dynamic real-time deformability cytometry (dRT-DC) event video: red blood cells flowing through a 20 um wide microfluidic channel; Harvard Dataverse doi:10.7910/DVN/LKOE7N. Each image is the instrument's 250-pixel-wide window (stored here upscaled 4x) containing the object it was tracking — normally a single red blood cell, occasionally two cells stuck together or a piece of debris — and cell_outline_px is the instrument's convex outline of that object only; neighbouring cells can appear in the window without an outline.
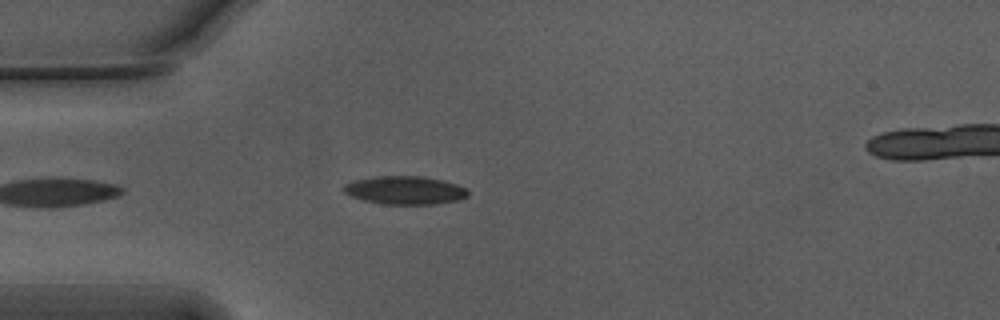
{"species": "Egyptian fruit bat (a non-hibernating species)", "species_latin": "Rousettus aegyptiacus", "temperature_condition": "warm", "stored_images_in_passage": 28, "camera_frame_rate_fps": 3000, "um_per_image_px": 0.085, "animal": {"sex": "male"}, "frame": {"image": 1, "passage_image": 4, "time_ms": 1.0, "image_size_px": [1000, 320], "cell_outline_px": [[468, 196], [456, 200], [436, 204], [384, 204], [364, 200], [352, 196], [344, 192], [344, 184], [356, 180], [376, 176], [420, 176], [444, 180], [456, 184], [464, 188], [468, 192]], "centroid_in_image_um": [34.43, 16.16], "position_along_channel_um": 50.6, "area_um2": 20.23}}
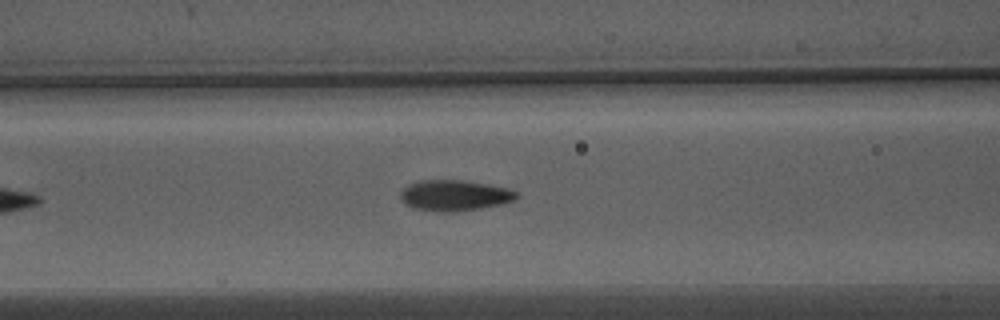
{"frame": {"image": 2, "passage_image": 11, "time_ms": 3.333, "image_size_px": [1000, 320], "cell_outline_px": [[520, 196], [516, 200], [504, 204], [480, 208], [452, 212], [440, 212], [412, 208], [404, 204], [400, 200], [400, 192], [408, 184], [420, 180], [464, 180], [488, 184], [508, 188], [516, 192]], "centroid_in_image_um": [38.64, 16.61], "position_along_channel_um": 128.0, "area_um2": 21.15}}
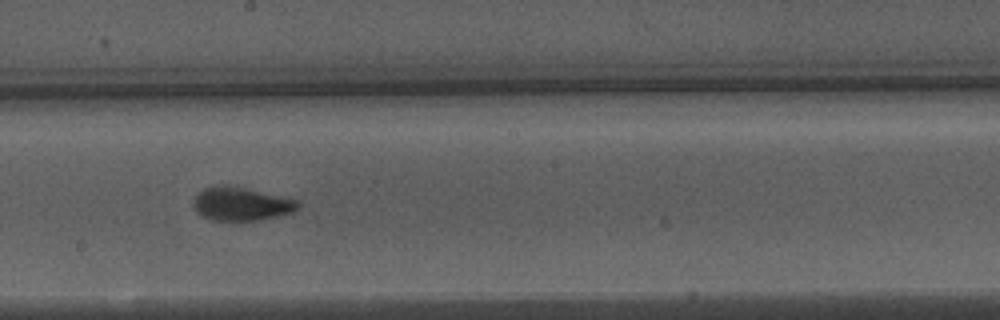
{"frame": {"image": 3, "passage_image": 19, "time_ms": 6.0, "image_size_px": [1000, 320], "cell_outline_px": [[300, 208], [292, 212], [280, 216], [260, 220], [212, 220], [200, 216], [196, 212], [192, 204], [196, 196], [204, 188], [212, 184], [220, 184], [244, 188], [296, 200], [300, 204]], "centroid_in_image_um": [20.46, 17.34], "position_along_channel_um": 227.7, "area_um2": 20.35}}